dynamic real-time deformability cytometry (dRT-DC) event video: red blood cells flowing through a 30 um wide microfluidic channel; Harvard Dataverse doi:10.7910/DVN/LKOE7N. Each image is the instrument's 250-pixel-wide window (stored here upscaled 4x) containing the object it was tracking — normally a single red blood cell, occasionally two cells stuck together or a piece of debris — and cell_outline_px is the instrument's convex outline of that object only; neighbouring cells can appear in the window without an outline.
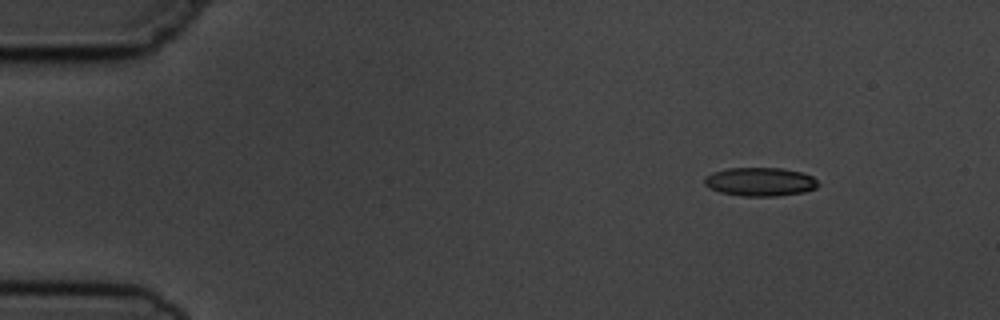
{"species": "common noctule bat (a hibernating species)", "species_latin": "Nyctalus noctula", "temperature_condition": "cold", "stored_images_in_passage": 4, "camera_frame_rate_fps": 3000, "um_per_image_px": 0.085, "animal": {"sex": "male", "body_mass_g": 19.5, "forearm_length_mm": 54.6}, "frame": {"image": 1, "passage_image": 4, "time_ms": 3.667, "image_size_px": [1000, 320], "cell_outline_px": [[820, 184], [816, 188], [804, 192], [776, 196], [744, 196], [720, 192], [708, 188], [704, 184], [704, 176], [712, 172], [728, 168], [780, 168], [800, 172], [812, 176]], "centroid_in_image_um": [64.58, 15.45], "position_along_channel_um": 20.4, "area_um2": 19.02}}